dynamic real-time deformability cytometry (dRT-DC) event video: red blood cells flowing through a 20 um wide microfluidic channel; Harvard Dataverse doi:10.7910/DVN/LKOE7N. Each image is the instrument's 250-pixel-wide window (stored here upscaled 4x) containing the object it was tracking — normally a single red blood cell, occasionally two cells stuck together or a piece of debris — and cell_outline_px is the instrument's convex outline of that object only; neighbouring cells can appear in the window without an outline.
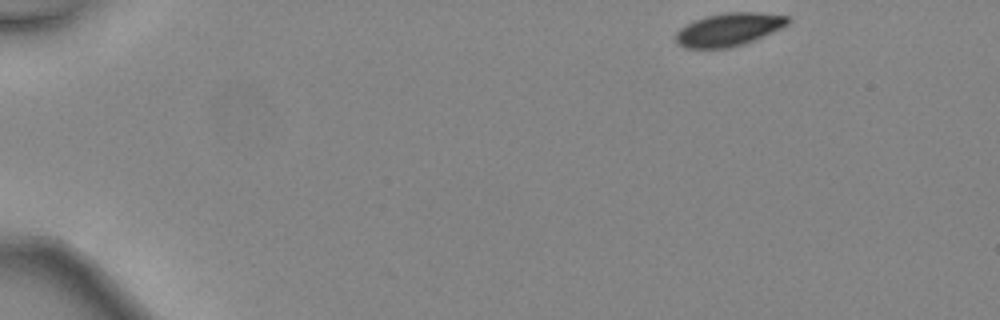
{"species": "common noctule bat (a hibernating species)", "species_latin": "Nyctalus noctula", "temperature_condition": "warm", "stored_images_in_passage": 3, "camera_frame_rate_fps": 3000, "um_per_image_px": 0.085, "animal": {"sex": "female", "body_mass_g": 24.6, "forearm_length_mm": 56.2}, "frame": {"image": 1, "passage_image": 1, "time_ms": 0.0, "image_size_px": [1000, 320], "cell_outline_px": [[792, 20], [788, 24], [772, 32], [744, 44], [728, 48], [684, 48], [676, 44], [676, 32], [680, 28], [696, 20], [708, 16], [728, 12], [760, 12], [788, 16]], "centroid_in_image_um": [61.96, 2.51], "position_along_channel_um": 23.0, "area_um2": 21.44}}